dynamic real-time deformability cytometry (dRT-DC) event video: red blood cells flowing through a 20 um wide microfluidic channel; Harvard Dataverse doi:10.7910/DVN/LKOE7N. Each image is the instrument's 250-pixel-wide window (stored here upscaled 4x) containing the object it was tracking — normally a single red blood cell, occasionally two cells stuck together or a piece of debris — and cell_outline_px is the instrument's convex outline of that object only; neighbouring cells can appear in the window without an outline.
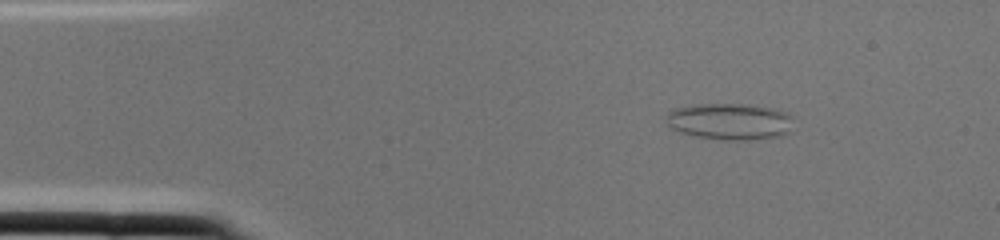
{"species": "common noctule bat (a hibernating species)", "species_latin": "Nyctalus noctula", "temperature_condition": "cold", "stored_images_in_passage": 3, "camera_frame_rate_fps": 3000, "um_per_image_px": 0.085, "animal": {"sex": "female", "body_mass_g": 22.0, "forearm_length_mm": 56.7}, "frame": {"image": 1, "passage_image": 3, "time_ms": 0.667, "image_size_px": [1000, 240], "cell_outline_px": [[792, 116], [788, 132], [780, 136], [748, 140], [724, 140], [696, 136], [680, 132], [672, 128], [668, 124], [668, 112], [676, 108], [696, 104], [744, 104], [776, 108], [788, 112]], "centroid_in_image_um": [62.06, 10.32], "position_along_channel_um": 22.9, "area_um2": 26.99}}